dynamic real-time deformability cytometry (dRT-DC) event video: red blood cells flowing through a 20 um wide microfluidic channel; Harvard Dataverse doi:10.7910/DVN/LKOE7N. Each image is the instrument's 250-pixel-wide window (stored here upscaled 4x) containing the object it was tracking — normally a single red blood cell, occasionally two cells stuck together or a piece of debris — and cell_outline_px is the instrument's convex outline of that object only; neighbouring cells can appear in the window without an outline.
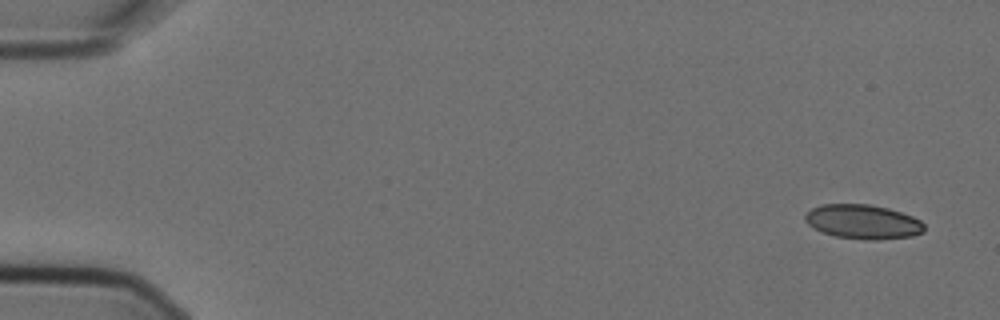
{"species": "Egyptian fruit bat (a non-hibernating species)", "species_latin": "Rousettus aegyptiacus", "temperature_condition": "cold", "stored_images_in_passage": 4, "camera_frame_rate_fps": 3000, "um_per_image_px": 0.085, "animal": {"sex": "female"}, "frame": {"image": 1, "passage_image": 1, "time_ms": 0.0, "image_size_px": [1000, 320], "cell_outline_px": [[924, 232], [912, 236], [876, 240], [864, 240], [836, 236], [820, 232], [812, 228], [804, 220], [804, 216], [812, 208], [820, 204], [868, 204], [888, 208], [912, 216], [920, 220], [924, 224]], "centroid_in_image_um": [73.33, 18.85], "position_along_channel_um": 11.7, "area_um2": 23.99}}
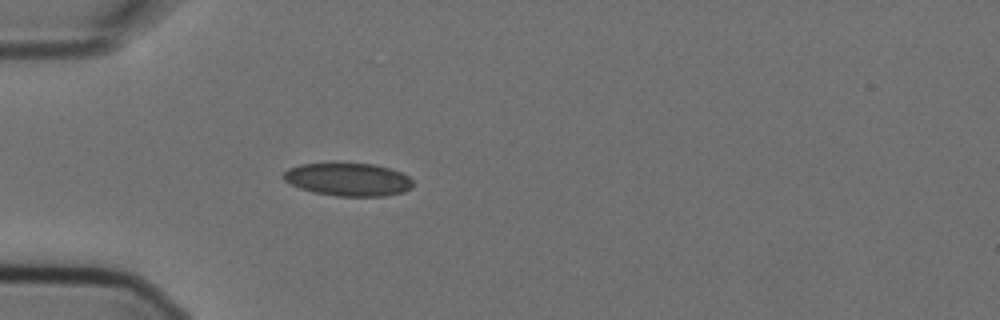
{"frame": {"image": 2, "passage_image": 4, "time_ms": 1.0, "image_size_px": [1000, 320], "cell_outline_px": [[412, 188], [404, 192], [384, 196], [336, 196], [312, 192], [300, 188], [284, 180], [280, 176], [288, 168], [300, 164], [332, 160], [336, 160], [376, 164], [400, 172], [408, 176], [412, 180]], "centroid_in_image_um": [29.54, 15.2], "position_along_channel_um": 55.5, "area_um2": 25.95}}